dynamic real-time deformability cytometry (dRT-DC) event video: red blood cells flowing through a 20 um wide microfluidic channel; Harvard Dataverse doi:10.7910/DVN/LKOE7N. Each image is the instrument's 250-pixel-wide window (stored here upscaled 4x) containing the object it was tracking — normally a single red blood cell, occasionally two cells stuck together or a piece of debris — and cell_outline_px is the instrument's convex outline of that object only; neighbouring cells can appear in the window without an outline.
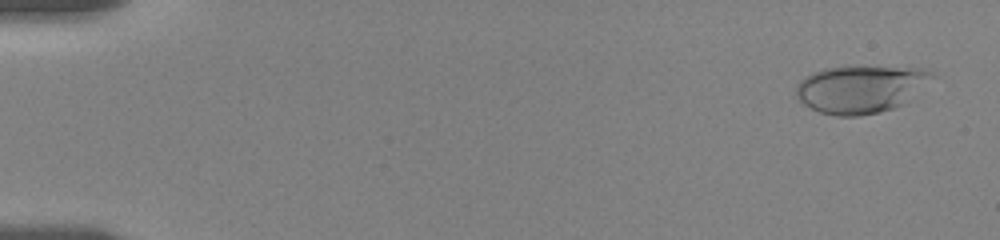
{"species": "human", "species_latin": "Homo sapiens", "temperature_condition": "room temperature", "stored_images_in_passage": 49, "camera_frame_rate_fps": 3000, "um_per_image_px": 0.085, "donor": {"sex": "female"}, "frame": {"image": 1, "passage_image": 2, "time_ms": 0.667, "image_size_px": [1000, 240], "cell_outline_px": [[936, 76], [896, 108], [880, 112], [860, 116], [836, 116], [820, 112], [804, 104], [796, 96], [796, 84], [804, 76], [812, 72], [824, 68], [848, 64], [920, 68], [932, 72]], "centroid_in_image_um": [73.11, 7.52], "position_along_channel_um": 11.9, "area_um2": 38.38}}
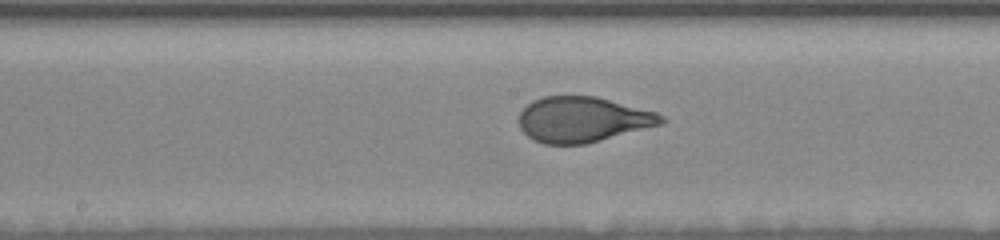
{"frame": {"image": 2, "passage_image": 24, "time_ms": 10.0, "image_size_px": [1000, 240], "cell_outline_px": [[668, 120], [664, 124], [584, 144], [544, 144], [528, 136], [520, 128], [520, 112], [532, 100], [544, 96], [596, 96], [656, 112], [664, 116]], "centroid_in_image_um": [49.56, 10.15], "position_along_channel_um": 198.6, "area_um2": 37.57}}
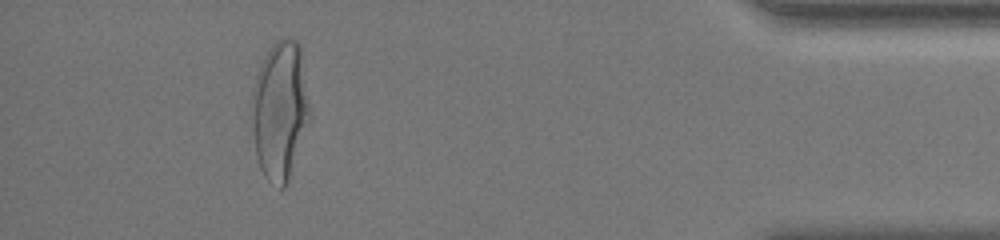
{"frame": {"image": 3, "passage_image": 44, "time_ms": 17.333, "image_size_px": [1000, 240], "cell_outline_px": [[312, 116], [288, 180], [284, 188], [280, 188], [268, 180], [264, 176], [260, 168], [256, 156], [252, 128], [252, 88], [260, 64], [272, 44], [276, 40], [284, 36], [296, 40], [300, 44]], "centroid_in_image_um": [23.81, 9.35], "position_along_channel_um": 411.4, "area_um2": 47.34}, "authors_computed_cell_mechanics": {"area_um2": 38.0324, "velocity_mm_per_s": 3.567, "shape_relaxation_time_tau1_ms": 5.8303, "shape_relaxation_time_tau2_ms": null, "deformation_change_tau1": 0.2202, "deformation_change_tau2": null}}